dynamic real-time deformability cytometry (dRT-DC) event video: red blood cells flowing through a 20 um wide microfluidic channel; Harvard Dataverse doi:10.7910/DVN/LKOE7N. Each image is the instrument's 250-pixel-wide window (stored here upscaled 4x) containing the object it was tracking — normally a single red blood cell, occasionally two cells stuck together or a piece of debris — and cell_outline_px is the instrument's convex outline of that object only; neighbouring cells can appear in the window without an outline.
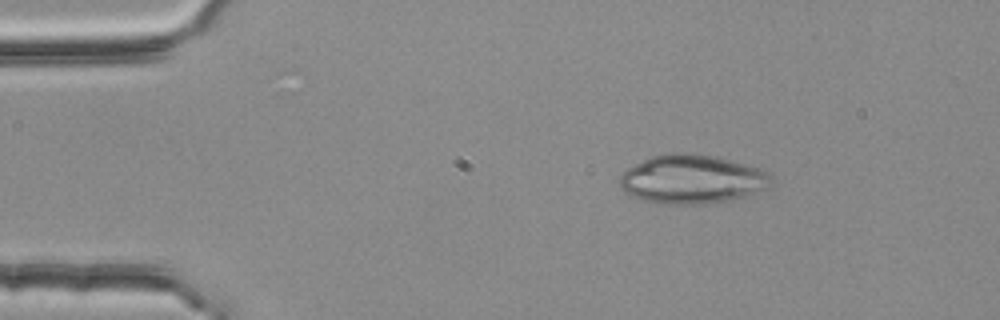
{"species": "common noctule bat (a hibernating species)", "species_latin": "Nyctalus noctula", "temperature_condition": "room temperature", "stored_images_in_passage": 2, "camera_frame_rate_fps": 3000, "um_per_image_px": 0.085, "animal": {"sex": "female", "body_mass_g": 25.1}, "frame": {"image": 1, "passage_image": 1, "time_ms": 0.0, "image_size_px": [1000, 320], "cell_outline_px": [[772, 184], [768, 188], [732, 200], [708, 204], [656, 204], [644, 200], [624, 192], [620, 188], [620, 176], [628, 168], [652, 156], [668, 152], [692, 152], [716, 156], [760, 168], [768, 172], [772, 176]], "centroid_in_image_um": [58.84, 15.23], "position_along_channel_um": 26.2, "area_um2": 43.58}}